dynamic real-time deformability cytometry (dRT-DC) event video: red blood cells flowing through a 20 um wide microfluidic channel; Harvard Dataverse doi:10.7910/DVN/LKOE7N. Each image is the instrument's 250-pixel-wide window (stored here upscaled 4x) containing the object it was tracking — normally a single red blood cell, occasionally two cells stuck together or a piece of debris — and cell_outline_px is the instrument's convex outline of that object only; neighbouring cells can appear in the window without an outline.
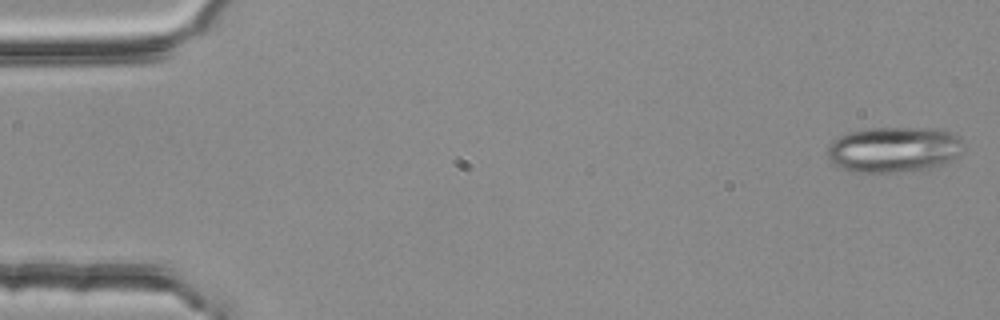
{"species": "common noctule bat (a hibernating species)", "species_latin": "Nyctalus noctula", "temperature_condition": "room temperature", "stored_images_in_passage": 4, "camera_frame_rate_fps": 3000, "um_per_image_px": 0.085, "animal": {"sex": "female", "body_mass_g": 25.1}, "frame": {"image": 1, "passage_image": 1, "time_ms": 0.0, "image_size_px": [1000, 320], "cell_outline_px": [[964, 144], [960, 156], [936, 168], [892, 172], [856, 172], [832, 164], [828, 156], [828, 144], [832, 140], [848, 132], [868, 128], [940, 128], [952, 132]], "centroid_in_image_um": [76.01, 12.7], "position_along_channel_um": 9.0, "area_um2": 36.53}}